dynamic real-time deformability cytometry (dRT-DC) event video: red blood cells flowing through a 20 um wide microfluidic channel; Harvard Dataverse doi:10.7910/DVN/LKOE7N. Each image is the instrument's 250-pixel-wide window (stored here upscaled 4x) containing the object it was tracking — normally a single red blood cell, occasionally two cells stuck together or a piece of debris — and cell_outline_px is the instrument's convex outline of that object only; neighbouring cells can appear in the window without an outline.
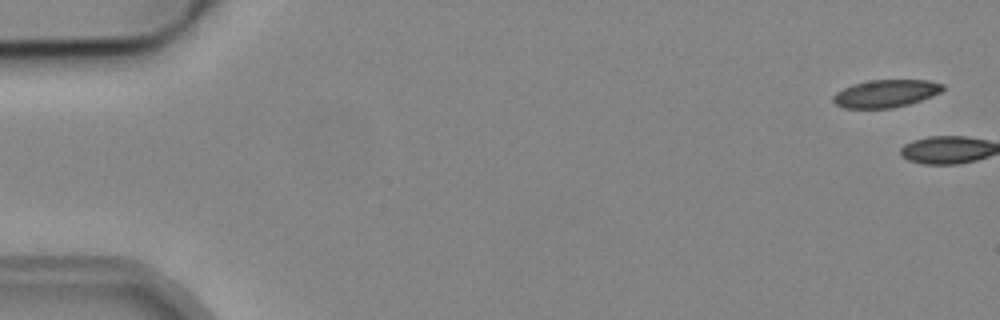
{"species": "common noctule bat (a hibernating species)", "species_latin": "Nyctalus noctula", "temperature_condition": "cold", "stored_images_in_passage": 3, "camera_frame_rate_fps": 3000, "um_per_image_px": 0.085, "animal": {"sex": "male", "body_mass_g": 19.2, "forearm_length_mm": 51.8}, "frame": {"image": 1, "passage_image": 2, "time_ms": 0.333, "image_size_px": [1000, 320], "cell_outline_px": [[944, 88], [940, 92], [932, 96], [908, 104], [892, 108], [844, 108], [836, 104], [832, 100], [832, 96], [836, 92], [852, 84], [872, 80], [928, 80], [944, 84]], "centroid_in_image_um": [75.28, 7.94], "position_along_channel_um": 9.7, "area_um2": 17.57}}